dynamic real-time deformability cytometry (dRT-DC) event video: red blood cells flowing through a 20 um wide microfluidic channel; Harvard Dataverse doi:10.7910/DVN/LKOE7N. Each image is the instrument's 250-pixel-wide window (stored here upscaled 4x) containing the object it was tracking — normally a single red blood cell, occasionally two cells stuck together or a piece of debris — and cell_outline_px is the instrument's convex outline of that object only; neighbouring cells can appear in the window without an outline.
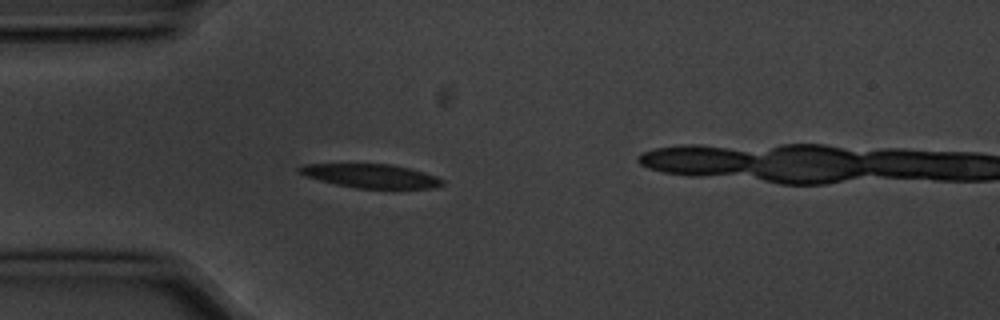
{"species": "common noctule bat (a hibernating species)", "species_latin": "Nyctalus noctula", "temperature_condition": "cold", "stored_images_in_passage": 5, "camera_frame_rate_fps": 3000, "um_per_image_px": 0.085, "animal": {"sex": "male", "body_mass_g": 20.1, "forearm_length_mm": 53.5}, "frame": {"image": 1, "passage_image": 4, "time_ms": 1.0, "image_size_px": [1000, 320], "cell_outline_px": [[444, 184], [436, 188], [356, 188], [336, 184], [304, 176], [296, 168], [304, 164], [392, 164], [412, 168], [436, 176], [444, 180]], "centroid_in_image_um": [31.56, 14.95], "position_along_channel_um": 53.4, "area_um2": 19.88}}